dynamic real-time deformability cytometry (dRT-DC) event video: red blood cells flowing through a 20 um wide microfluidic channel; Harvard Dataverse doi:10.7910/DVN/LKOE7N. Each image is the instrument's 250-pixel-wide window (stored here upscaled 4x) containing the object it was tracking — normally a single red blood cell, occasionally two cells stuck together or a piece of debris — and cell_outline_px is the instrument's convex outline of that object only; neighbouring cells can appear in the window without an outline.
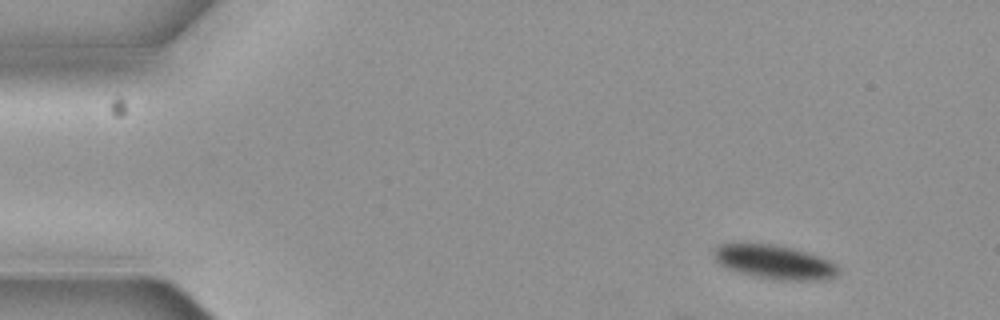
{"species": "common noctule bat (a hibernating species)", "species_latin": "Nyctalus noctula", "temperature_condition": "cold", "stored_images_in_passage": 5, "camera_frame_rate_fps": 3000, "um_per_image_px": 0.085, "animal": {"sex": "female", "body_mass_g": 19.3, "forearm_length_mm": 54.1}, "frame": {"image": 1, "passage_image": 1, "time_ms": 0.0, "image_size_px": [1000, 320], "cell_outline_px": [[840, 272], [836, 276], [828, 280], [780, 280], [752, 276], [728, 268], [720, 264], [716, 260], [716, 248], [720, 244], [772, 244], [792, 248], [820, 256], [832, 260], [840, 268]], "centroid_in_image_um": [65.95, 22.29], "position_along_channel_um": 19.1, "area_um2": 24.51}}
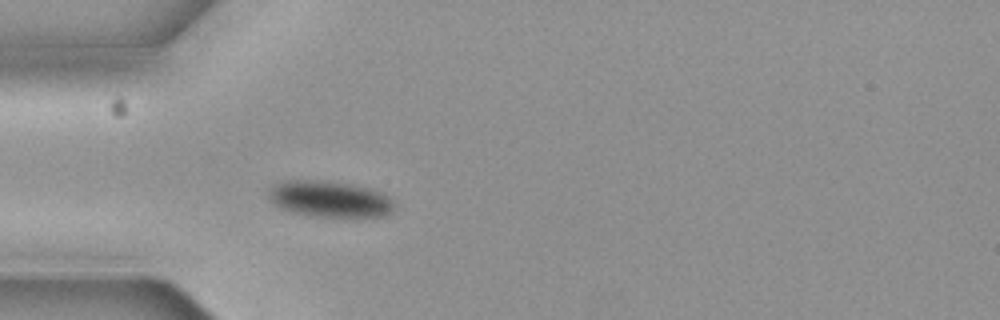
{"frame": {"image": 2, "passage_image": 4, "time_ms": 1.0, "image_size_px": [1000, 320], "cell_outline_px": [[396, 208], [388, 216], [312, 216], [292, 212], [280, 208], [272, 204], [268, 200], [268, 188], [272, 184], [284, 180], [320, 180], [352, 184], [372, 188], [388, 196], [396, 204]], "centroid_in_image_um": [28.0, 16.9], "position_along_channel_um": 57.0, "area_um2": 27.05}}